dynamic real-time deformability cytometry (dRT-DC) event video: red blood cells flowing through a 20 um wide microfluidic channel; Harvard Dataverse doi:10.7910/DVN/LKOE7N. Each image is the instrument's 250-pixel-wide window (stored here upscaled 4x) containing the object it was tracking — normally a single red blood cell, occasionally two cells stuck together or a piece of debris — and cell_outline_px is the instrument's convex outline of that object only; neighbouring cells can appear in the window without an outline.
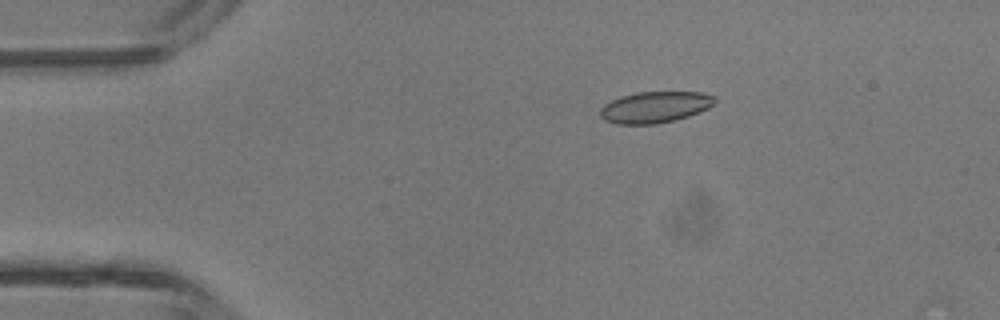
{"species": "common noctule bat (a hibernating species)", "species_latin": "Nyctalus noctula", "temperature_condition": "room temperature", "stored_images_in_passage": 4, "camera_frame_rate_fps": 3000, "um_per_image_px": 0.085, "animal": {"sex": "male", "body_mass_g": 13.3}, "frame": {"image": 1, "passage_image": 2, "time_ms": 2.0, "image_size_px": [1000, 320], "cell_outline_px": [[716, 100], [708, 108], [700, 112], [676, 120], [656, 124], [616, 124], [604, 120], [600, 116], [600, 108], [604, 104], [620, 96], [636, 92], [704, 92], [716, 96]], "centroid_in_image_um": [55.67, 9.1], "position_along_channel_um": 29.3, "area_um2": 21.1}}
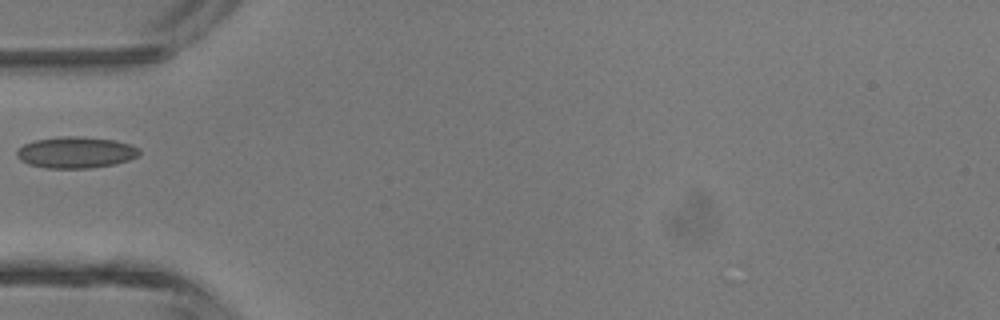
{"frame": {"image": 2, "passage_image": 4, "time_ms": 4.333, "image_size_px": [1000, 320], "cell_outline_px": [[140, 152], [136, 156], [128, 160], [116, 164], [88, 168], [44, 168], [28, 164], [20, 160], [16, 156], [16, 152], [24, 144], [36, 140], [60, 136], [80, 136], [116, 140], [132, 144], [140, 148]], "centroid_in_image_um": [6.46, 12.95], "position_along_channel_um": 78.5, "area_um2": 22.54}}